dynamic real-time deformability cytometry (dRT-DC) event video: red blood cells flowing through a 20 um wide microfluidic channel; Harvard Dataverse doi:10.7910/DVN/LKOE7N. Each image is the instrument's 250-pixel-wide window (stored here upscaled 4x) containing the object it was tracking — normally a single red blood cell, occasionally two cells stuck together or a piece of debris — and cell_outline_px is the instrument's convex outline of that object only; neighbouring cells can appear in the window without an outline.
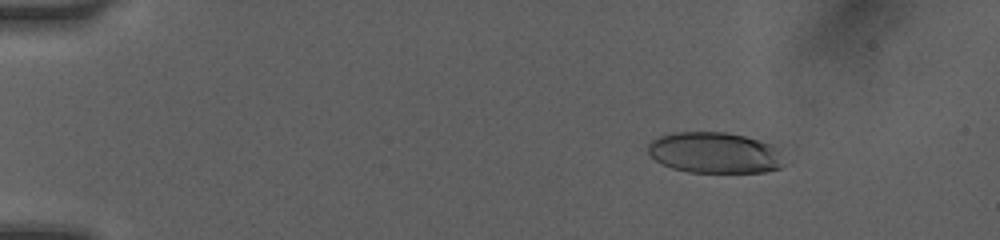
{"species": "human", "species_latin": "Homo sapiens", "temperature_condition": "room temperature", "stored_images_in_passage": 7, "camera_frame_rate_fps": 3000, "um_per_image_px": 0.085, "donor": {"sex": "female"}, "frame": {"image": 1, "passage_image": 3, "time_ms": 1.667, "image_size_px": [1000, 240], "cell_outline_px": [[784, 164], [780, 168], [764, 172], [688, 172], [672, 168], [660, 164], [648, 152], [648, 144], [652, 140], [660, 136], [672, 132], [724, 132], [744, 136], [760, 140], [772, 144], [776, 148], [784, 160]], "centroid_in_image_um": [60.74, 12.98], "position_along_channel_um": 24.3, "area_um2": 32.6}}
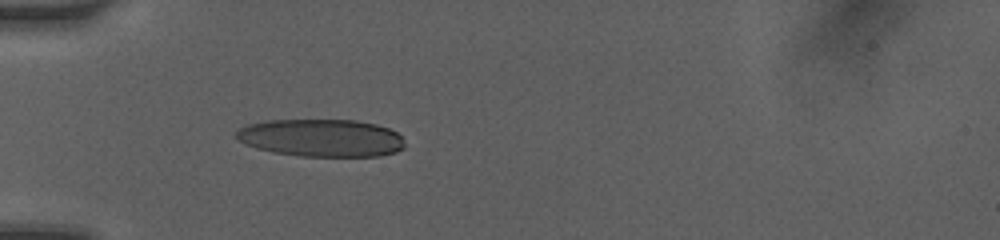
{"frame": {"image": 2, "passage_image": 7, "time_ms": 4.667, "image_size_px": [1000, 240], "cell_outline_px": [[404, 148], [396, 152], [380, 156], [300, 156], [272, 152], [256, 148], [244, 144], [236, 136], [236, 132], [240, 128], [248, 124], [268, 120], [356, 120], [376, 124], [388, 128], [396, 132], [400, 136], [404, 144]], "centroid_in_image_um": [27.31, 11.72], "position_along_channel_um": 57.7, "area_um2": 36.93}}